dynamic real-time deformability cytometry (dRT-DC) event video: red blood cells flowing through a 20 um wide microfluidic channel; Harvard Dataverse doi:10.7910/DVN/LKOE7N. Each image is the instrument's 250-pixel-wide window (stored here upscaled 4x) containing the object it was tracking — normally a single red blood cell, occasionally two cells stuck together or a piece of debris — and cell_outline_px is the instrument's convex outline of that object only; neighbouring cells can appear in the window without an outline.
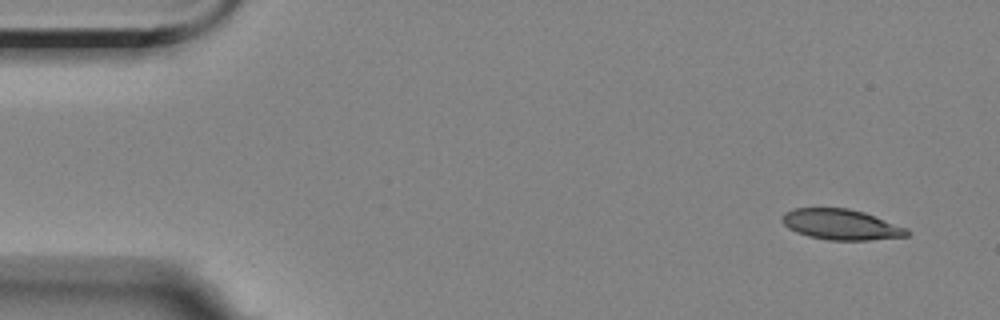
{"species": "Egyptian fruit bat (a non-hibernating species)", "species_latin": "Rousettus aegyptiacus", "temperature_condition": "room temperature", "stored_images_in_passage": 5, "camera_frame_rate_fps": 3000, "um_per_image_px": 0.085, "animal": {"sex": "female"}, "frame": {"image": 1, "passage_image": 1, "time_ms": 0.0, "image_size_px": [1000, 320], "cell_outline_px": [[908, 236], [868, 240], [828, 240], [808, 236], [796, 232], [788, 228], [780, 220], [780, 216], [784, 212], [792, 208], [848, 208], [864, 212], [908, 228]], "centroid_in_image_um": [71.45, 19.07], "position_along_channel_um": 13.6, "area_um2": 22.37}}
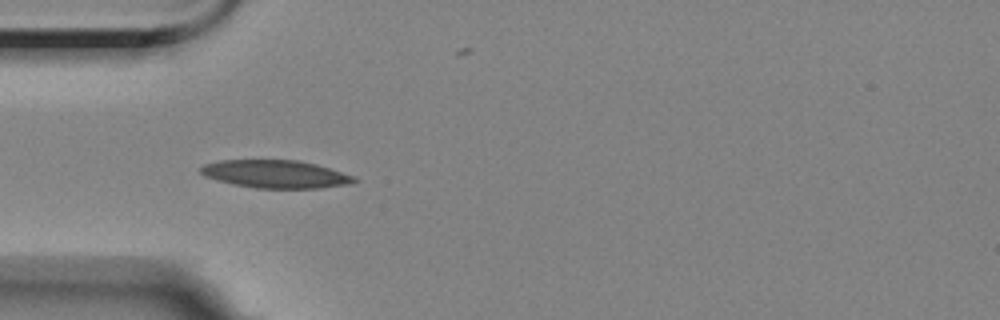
{"frame": {"image": 2, "passage_image": 4, "time_ms": 4.333, "image_size_px": [1000, 320], "cell_outline_px": [[356, 180], [348, 184], [320, 188], [256, 188], [232, 184], [216, 180], [204, 176], [200, 172], [200, 168], [204, 164], [220, 160], [296, 160], [316, 164], [352, 176]], "centroid_in_image_um": [23.34, 14.8], "position_along_channel_um": 61.7, "area_um2": 24.68}}
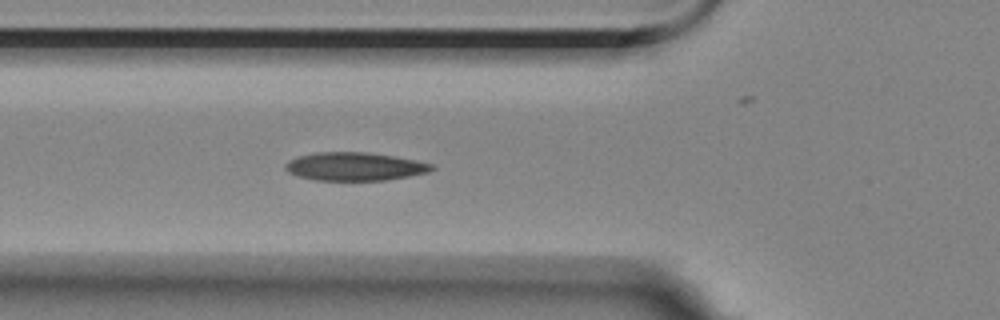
{"frame": {"image": 3, "passage_image": 5, "time_ms": 5.333, "image_size_px": [1000, 320], "cell_outline_px": [[436, 168], [428, 172], [408, 176], [384, 180], [312, 180], [296, 176], [288, 172], [284, 168], [284, 164], [288, 160], [300, 156], [316, 152], [368, 152], [396, 156], [416, 160], [432, 164]], "centroid_in_image_um": [30.12, 14.15], "position_along_channel_um": 95.7, "area_um2": 24.22}}